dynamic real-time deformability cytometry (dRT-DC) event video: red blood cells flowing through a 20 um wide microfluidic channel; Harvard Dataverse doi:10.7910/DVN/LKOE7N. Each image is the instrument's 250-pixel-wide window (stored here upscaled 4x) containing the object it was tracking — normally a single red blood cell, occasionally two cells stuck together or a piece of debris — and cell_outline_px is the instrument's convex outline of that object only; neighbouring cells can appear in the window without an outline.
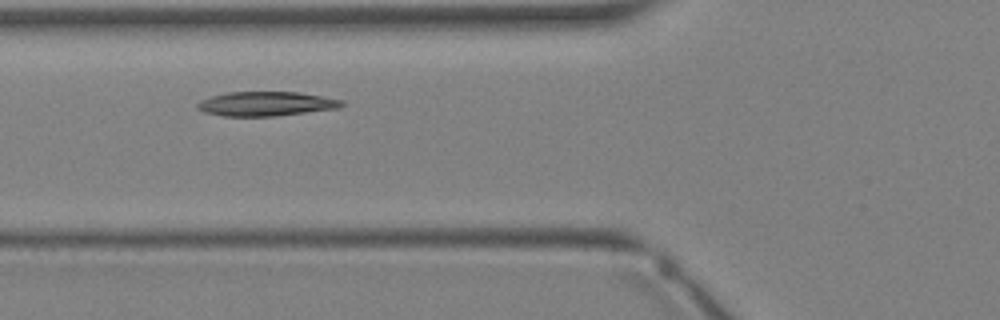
{"species": "Egyptian fruit bat (a non-hibernating species)", "species_latin": "Rousettus aegyptiacus", "temperature_condition": "warm", "stored_images_in_passage": 2, "camera_frame_rate_fps": 3000, "um_per_image_px": 0.085, "animal": {"sex": "female"}, "frame": {"image": 1, "passage_image": 2, "time_ms": 1.333, "image_size_px": [1000, 320], "cell_outline_px": [[344, 104], [340, 108], [276, 116], [224, 116], [204, 112], [196, 108], [196, 104], [200, 100], [212, 96], [228, 92], [300, 92], [324, 96], [344, 100]], "centroid_in_image_um": [22.64, 8.82], "position_along_channel_um": 103.2, "area_um2": 20.63}}